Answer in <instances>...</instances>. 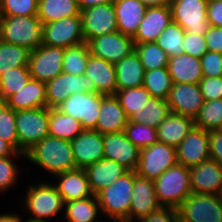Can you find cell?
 I'll return each instance as SVG.
<instances>
[{
	"label": "cell",
	"instance_id": "obj_24",
	"mask_svg": "<svg viewBox=\"0 0 222 222\" xmlns=\"http://www.w3.org/2000/svg\"><path fill=\"white\" fill-rule=\"evenodd\" d=\"M95 131L100 134L122 132L129 118L115 95H103Z\"/></svg>",
	"mask_w": 222,
	"mask_h": 222
},
{
	"label": "cell",
	"instance_id": "obj_10",
	"mask_svg": "<svg viewBox=\"0 0 222 222\" xmlns=\"http://www.w3.org/2000/svg\"><path fill=\"white\" fill-rule=\"evenodd\" d=\"M26 207L32 214L29 219L46 221L64 207V201L55 185L47 183L30 186L24 200ZM34 216V217H33Z\"/></svg>",
	"mask_w": 222,
	"mask_h": 222
},
{
	"label": "cell",
	"instance_id": "obj_50",
	"mask_svg": "<svg viewBox=\"0 0 222 222\" xmlns=\"http://www.w3.org/2000/svg\"><path fill=\"white\" fill-rule=\"evenodd\" d=\"M12 156L0 158V191L10 189L16 182L18 168L10 159Z\"/></svg>",
	"mask_w": 222,
	"mask_h": 222
},
{
	"label": "cell",
	"instance_id": "obj_52",
	"mask_svg": "<svg viewBox=\"0 0 222 222\" xmlns=\"http://www.w3.org/2000/svg\"><path fill=\"white\" fill-rule=\"evenodd\" d=\"M204 38L209 51L222 54V27H210Z\"/></svg>",
	"mask_w": 222,
	"mask_h": 222
},
{
	"label": "cell",
	"instance_id": "obj_19",
	"mask_svg": "<svg viewBox=\"0 0 222 222\" xmlns=\"http://www.w3.org/2000/svg\"><path fill=\"white\" fill-rule=\"evenodd\" d=\"M76 168L85 169L104 158L103 134L83 130L70 141Z\"/></svg>",
	"mask_w": 222,
	"mask_h": 222
},
{
	"label": "cell",
	"instance_id": "obj_27",
	"mask_svg": "<svg viewBox=\"0 0 222 222\" xmlns=\"http://www.w3.org/2000/svg\"><path fill=\"white\" fill-rule=\"evenodd\" d=\"M84 170L94 195L110 186L114 181L128 172L126 168L117 162L105 158L88 166Z\"/></svg>",
	"mask_w": 222,
	"mask_h": 222
},
{
	"label": "cell",
	"instance_id": "obj_21",
	"mask_svg": "<svg viewBox=\"0 0 222 222\" xmlns=\"http://www.w3.org/2000/svg\"><path fill=\"white\" fill-rule=\"evenodd\" d=\"M172 11L170 5L149 7L133 37L134 43H151L157 40L159 34L171 23Z\"/></svg>",
	"mask_w": 222,
	"mask_h": 222
},
{
	"label": "cell",
	"instance_id": "obj_39",
	"mask_svg": "<svg viewBox=\"0 0 222 222\" xmlns=\"http://www.w3.org/2000/svg\"><path fill=\"white\" fill-rule=\"evenodd\" d=\"M135 51L140 57L144 71L168 66L169 57L156 42L135 44Z\"/></svg>",
	"mask_w": 222,
	"mask_h": 222
},
{
	"label": "cell",
	"instance_id": "obj_38",
	"mask_svg": "<svg viewBox=\"0 0 222 222\" xmlns=\"http://www.w3.org/2000/svg\"><path fill=\"white\" fill-rule=\"evenodd\" d=\"M172 84L167 67L144 72L143 86L152 97L166 100Z\"/></svg>",
	"mask_w": 222,
	"mask_h": 222
},
{
	"label": "cell",
	"instance_id": "obj_5",
	"mask_svg": "<svg viewBox=\"0 0 222 222\" xmlns=\"http://www.w3.org/2000/svg\"><path fill=\"white\" fill-rule=\"evenodd\" d=\"M49 108L40 107L16 112L18 152L26 154L49 135Z\"/></svg>",
	"mask_w": 222,
	"mask_h": 222
},
{
	"label": "cell",
	"instance_id": "obj_32",
	"mask_svg": "<svg viewBox=\"0 0 222 222\" xmlns=\"http://www.w3.org/2000/svg\"><path fill=\"white\" fill-rule=\"evenodd\" d=\"M77 0H39L37 17L42 24L81 15Z\"/></svg>",
	"mask_w": 222,
	"mask_h": 222
},
{
	"label": "cell",
	"instance_id": "obj_61",
	"mask_svg": "<svg viewBox=\"0 0 222 222\" xmlns=\"http://www.w3.org/2000/svg\"><path fill=\"white\" fill-rule=\"evenodd\" d=\"M217 131L220 132V134H222V126Z\"/></svg>",
	"mask_w": 222,
	"mask_h": 222
},
{
	"label": "cell",
	"instance_id": "obj_12",
	"mask_svg": "<svg viewBox=\"0 0 222 222\" xmlns=\"http://www.w3.org/2000/svg\"><path fill=\"white\" fill-rule=\"evenodd\" d=\"M48 108H56L68 97L75 93H96L93 80L84 75L75 76L62 72L56 78L45 83Z\"/></svg>",
	"mask_w": 222,
	"mask_h": 222
},
{
	"label": "cell",
	"instance_id": "obj_6",
	"mask_svg": "<svg viewBox=\"0 0 222 222\" xmlns=\"http://www.w3.org/2000/svg\"><path fill=\"white\" fill-rule=\"evenodd\" d=\"M177 210L180 222H222V196L192 192Z\"/></svg>",
	"mask_w": 222,
	"mask_h": 222
},
{
	"label": "cell",
	"instance_id": "obj_57",
	"mask_svg": "<svg viewBox=\"0 0 222 222\" xmlns=\"http://www.w3.org/2000/svg\"><path fill=\"white\" fill-rule=\"evenodd\" d=\"M147 8L170 5L171 0H139Z\"/></svg>",
	"mask_w": 222,
	"mask_h": 222
},
{
	"label": "cell",
	"instance_id": "obj_41",
	"mask_svg": "<svg viewBox=\"0 0 222 222\" xmlns=\"http://www.w3.org/2000/svg\"><path fill=\"white\" fill-rule=\"evenodd\" d=\"M115 96L128 118L145 107L148 100L152 97L144 86L117 90Z\"/></svg>",
	"mask_w": 222,
	"mask_h": 222
},
{
	"label": "cell",
	"instance_id": "obj_29",
	"mask_svg": "<svg viewBox=\"0 0 222 222\" xmlns=\"http://www.w3.org/2000/svg\"><path fill=\"white\" fill-rule=\"evenodd\" d=\"M167 68L173 83L199 84L203 78L200 59L186 53L169 57Z\"/></svg>",
	"mask_w": 222,
	"mask_h": 222
},
{
	"label": "cell",
	"instance_id": "obj_13",
	"mask_svg": "<svg viewBox=\"0 0 222 222\" xmlns=\"http://www.w3.org/2000/svg\"><path fill=\"white\" fill-rule=\"evenodd\" d=\"M64 48L40 45L30 52L29 71L31 78L50 81L63 72Z\"/></svg>",
	"mask_w": 222,
	"mask_h": 222
},
{
	"label": "cell",
	"instance_id": "obj_2",
	"mask_svg": "<svg viewBox=\"0 0 222 222\" xmlns=\"http://www.w3.org/2000/svg\"><path fill=\"white\" fill-rule=\"evenodd\" d=\"M135 181V171H128L110 186L96 194L100 212L117 222L130 219V204Z\"/></svg>",
	"mask_w": 222,
	"mask_h": 222
},
{
	"label": "cell",
	"instance_id": "obj_43",
	"mask_svg": "<svg viewBox=\"0 0 222 222\" xmlns=\"http://www.w3.org/2000/svg\"><path fill=\"white\" fill-rule=\"evenodd\" d=\"M194 122L205 131H217L222 126V99L205 101Z\"/></svg>",
	"mask_w": 222,
	"mask_h": 222
},
{
	"label": "cell",
	"instance_id": "obj_1",
	"mask_svg": "<svg viewBox=\"0 0 222 222\" xmlns=\"http://www.w3.org/2000/svg\"><path fill=\"white\" fill-rule=\"evenodd\" d=\"M28 160L57 175L76 169L70 140L46 136L25 156Z\"/></svg>",
	"mask_w": 222,
	"mask_h": 222
},
{
	"label": "cell",
	"instance_id": "obj_23",
	"mask_svg": "<svg viewBox=\"0 0 222 222\" xmlns=\"http://www.w3.org/2000/svg\"><path fill=\"white\" fill-rule=\"evenodd\" d=\"M85 75L93 80L97 93L107 96L117 92L115 64L90 54Z\"/></svg>",
	"mask_w": 222,
	"mask_h": 222
},
{
	"label": "cell",
	"instance_id": "obj_20",
	"mask_svg": "<svg viewBox=\"0 0 222 222\" xmlns=\"http://www.w3.org/2000/svg\"><path fill=\"white\" fill-rule=\"evenodd\" d=\"M190 170L192 192L197 194H222V166L215 160L208 159Z\"/></svg>",
	"mask_w": 222,
	"mask_h": 222
},
{
	"label": "cell",
	"instance_id": "obj_40",
	"mask_svg": "<svg viewBox=\"0 0 222 222\" xmlns=\"http://www.w3.org/2000/svg\"><path fill=\"white\" fill-rule=\"evenodd\" d=\"M30 50L0 41V75L10 68L28 66Z\"/></svg>",
	"mask_w": 222,
	"mask_h": 222
},
{
	"label": "cell",
	"instance_id": "obj_44",
	"mask_svg": "<svg viewBox=\"0 0 222 222\" xmlns=\"http://www.w3.org/2000/svg\"><path fill=\"white\" fill-rule=\"evenodd\" d=\"M124 132L127 138L139 150L158 142L157 128H153L147 124L128 121Z\"/></svg>",
	"mask_w": 222,
	"mask_h": 222
},
{
	"label": "cell",
	"instance_id": "obj_25",
	"mask_svg": "<svg viewBox=\"0 0 222 222\" xmlns=\"http://www.w3.org/2000/svg\"><path fill=\"white\" fill-rule=\"evenodd\" d=\"M55 176L59 177L60 181L55 187L63 198L64 203L94 195L84 169L76 168Z\"/></svg>",
	"mask_w": 222,
	"mask_h": 222
},
{
	"label": "cell",
	"instance_id": "obj_4",
	"mask_svg": "<svg viewBox=\"0 0 222 222\" xmlns=\"http://www.w3.org/2000/svg\"><path fill=\"white\" fill-rule=\"evenodd\" d=\"M154 185L159 205L178 209L192 193L190 170L177 163L155 179Z\"/></svg>",
	"mask_w": 222,
	"mask_h": 222
},
{
	"label": "cell",
	"instance_id": "obj_31",
	"mask_svg": "<svg viewBox=\"0 0 222 222\" xmlns=\"http://www.w3.org/2000/svg\"><path fill=\"white\" fill-rule=\"evenodd\" d=\"M117 90L143 86L144 68L136 51L115 64Z\"/></svg>",
	"mask_w": 222,
	"mask_h": 222
},
{
	"label": "cell",
	"instance_id": "obj_55",
	"mask_svg": "<svg viewBox=\"0 0 222 222\" xmlns=\"http://www.w3.org/2000/svg\"><path fill=\"white\" fill-rule=\"evenodd\" d=\"M17 154L18 156H26L24 153L17 152L8 142L0 138V158Z\"/></svg>",
	"mask_w": 222,
	"mask_h": 222
},
{
	"label": "cell",
	"instance_id": "obj_51",
	"mask_svg": "<svg viewBox=\"0 0 222 222\" xmlns=\"http://www.w3.org/2000/svg\"><path fill=\"white\" fill-rule=\"evenodd\" d=\"M142 220L143 222H179L178 210L171 207H160Z\"/></svg>",
	"mask_w": 222,
	"mask_h": 222
},
{
	"label": "cell",
	"instance_id": "obj_17",
	"mask_svg": "<svg viewBox=\"0 0 222 222\" xmlns=\"http://www.w3.org/2000/svg\"><path fill=\"white\" fill-rule=\"evenodd\" d=\"M104 158L111 159L128 171H135L140 150L127 138L124 131L103 134Z\"/></svg>",
	"mask_w": 222,
	"mask_h": 222
},
{
	"label": "cell",
	"instance_id": "obj_9",
	"mask_svg": "<svg viewBox=\"0 0 222 222\" xmlns=\"http://www.w3.org/2000/svg\"><path fill=\"white\" fill-rule=\"evenodd\" d=\"M208 0H171L172 21L185 32L205 35L210 23L207 20Z\"/></svg>",
	"mask_w": 222,
	"mask_h": 222
},
{
	"label": "cell",
	"instance_id": "obj_46",
	"mask_svg": "<svg viewBox=\"0 0 222 222\" xmlns=\"http://www.w3.org/2000/svg\"><path fill=\"white\" fill-rule=\"evenodd\" d=\"M38 0H0L1 16H37Z\"/></svg>",
	"mask_w": 222,
	"mask_h": 222
},
{
	"label": "cell",
	"instance_id": "obj_42",
	"mask_svg": "<svg viewBox=\"0 0 222 222\" xmlns=\"http://www.w3.org/2000/svg\"><path fill=\"white\" fill-rule=\"evenodd\" d=\"M185 30L174 21L159 34L155 41L168 55L177 56L183 53V39Z\"/></svg>",
	"mask_w": 222,
	"mask_h": 222
},
{
	"label": "cell",
	"instance_id": "obj_28",
	"mask_svg": "<svg viewBox=\"0 0 222 222\" xmlns=\"http://www.w3.org/2000/svg\"><path fill=\"white\" fill-rule=\"evenodd\" d=\"M195 126L193 118L170 112L158 125V142L177 147Z\"/></svg>",
	"mask_w": 222,
	"mask_h": 222
},
{
	"label": "cell",
	"instance_id": "obj_36",
	"mask_svg": "<svg viewBox=\"0 0 222 222\" xmlns=\"http://www.w3.org/2000/svg\"><path fill=\"white\" fill-rule=\"evenodd\" d=\"M31 74L28 66L10 68L0 75V102H8L11 95L19 92L28 81Z\"/></svg>",
	"mask_w": 222,
	"mask_h": 222
},
{
	"label": "cell",
	"instance_id": "obj_22",
	"mask_svg": "<svg viewBox=\"0 0 222 222\" xmlns=\"http://www.w3.org/2000/svg\"><path fill=\"white\" fill-rule=\"evenodd\" d=\"M130 204V219H143L151 212L158 210L154 180L136 175Z\"/></svg>",
	"mask_w": 222,
	"mask_h": 222
},
{
	"label": "cell",
	"instance_id": "obj_37",
	"mask_svg": "<svg viewBox=\"0 0 222 222\" xmlns=\"http://www.w3.org/2000/svg\"><path fill=\"white\" fill-rule=\"evenodd\" d=\"M91 54L88 43H81L64 49L63 72L80 76L85 74Z\"/></svg>",
	"mask_w": 222,
	"mask_h": 222
},
{
	"label": "cell",
	"instance_id": "obj_54",
	"mask_svg": "<svg viewBox=\"0 0 222 222\" xmlns=\"http://www.w3.org/2000/svg\"><path fill=\"white\" fill-rule=\"evenodd\" d=\"M207 20L211 27H222V0H208Z\"/></svg>",
	"mask_w": 222,
	"mask_h": 222
},
{
	"label": "cell",
	"instance_id": "obj_35",
	"mask_svg": "<svg viewBox=\"0 0 222 222\" xmlns=\"http://www.w3.org/2000/svg\"><path fill=\"white\" fill-rule=\"evenodd\" d=\"M170 112L167 100L151 97L145 107L129 117V121L157 128Z\"/></svg>",
	"mask_w": 222,
	"mask_h": 222
},
{
	"label": "cell",
	"instance_id": "obj_30",
	"mask_svg": "<svg viewBox=\"0 0 222 222\" xmlns=\"http://www.w3.org/2000/svg\"><path fill=\"white\" fill-rule=\"evenodd\" d=\"M7 103L15 112L47 107L45 82L31 78L24 88L11 95Z\"/></svg>",
	"mask_w": 222,
	"mask_h": 222
},
{
	"label": "cell",
	"instance_id": "obj_34",
	"mask_svg": "<svg viewBox=\"0 0 222 222\" xmlns=\"http://www.w3.org/2000/svg\"><path fill=\"white\" fill-rule=\"evenodd\" d=\"M68 222H98L100 206L96 195L64 203ZM99 210V211H98Z\"/></svg>",
	"mask_w": 222,
	"mask_h": 222
},
{
	"label": "cell",
	"instance_id": "obj_8",
	"mask_svg": "<svg viewBox=\"0 0 222 222\" xmlns=\"http://www.w3.org/2000/svg\"><path fill=\"white\" fill-rule=\"evenodd\" d=\"M102 101V94L81 92L72 94L56 108L80 121L84 130H95Z\"/></svg>",
	"mask_w": 222,
	"mask_h": 222
},
{
	"label": "cell",
	"instance_id": "obj_16",
	"mask_svg": "<svg viewBox=\"0 0 222 222\" xmlns=\"http://www.w3.org/2000/svg\"><path fill=\"white\" fill-rule=\"evenodd\" d=\"M166 100L171 112L193 119L205 102L199 84L191 83H173Z\"/></svg>",
	"mask_w": 222,
	"mask_h": 222
},
{
	"label": "cell",
	"instance_id": "obj_3",
	"mask_svg": "<svg viewBox=\"0 0 222 222\" xmlns=\"http://www.w3.org/2000/svg\"><path fill=\"white\" fill-rule=\"evenodd\" d=\"M43 24L37 16H1L0 41L30 51L42 45Z\"/></svg>",
	"mask_w": 222,
	"mask_h": 222
},
{
	"label": "cell",
	"instance_id": "obj_47",
	"mask_svg": "<svg viewBox=\"0 0 222 222\" xmlns=\"http://www.w3.org/2000/svg\"><path fill=\"white\" fill-rule=\"evenodd\" d=\"M182 44L183 53L199 59L208 51L204 35L185 32Z\"/></svg>",
	"mask_w": 222,
	"mask_h": 222
},
{
	"label": "cell",
	"instance_id": "obj_14",
	"mask_svg": "<svg viewBox=\"0 0 222 222\" xmlns=\"http://www.w3.org/2000/svg\"><path fill=\"white\" fill-rule=\"evenodd\" d=\"M82 32L86 43L92 39L118 31L113 3L89 7L80 12Z\"/></svg>",
	"mask_w": 222,
	"mask_h": 222
},
{
	"label": "cell",
	"instance_id": "obj_60",
	"mask_svg": "<svg viewBox=\"0 0 222 222\" xmlns=\"http://www.w3.org/2000/svg\"><path fill=\"white\" fill-rule=\"evenodd\" d=\"M25 222H48V221L32 220L28 218Z\"/></svg>",
	"mask_w": 222,
	"mask_h": 222
},
{
	"label": "cell",
	"instance_id": "obj_59",
	"mask_svg": "<svg viewBox=\"0 0 222 222\" xmlns=\"http://www.w3.org/2000/svg\"><path fill=\"white\" fill-rule=\"evenodd\" d=\"M143 222V220H141V219H137V221H135V219H122V220H119V221H117V222Z\"/></svg>",
	"mask_w": 222,
	"mask_h": 222
},
{
	"label": "cell",
	"instance_id": "obj_53",
	"mask_svg": "<svg viewBox=\"0 0 222 222\" xmlns=\"http://www.w3.org/2000/svg\"><path fill=\"white\" fill-rule=\"evenodd\" d=\"M210 159L222 166V134L218 131L209 132Z\"/></svg>",
	"mask_w": 222,
	"mask_h": 222
},
{
	"label": "cell",
	"instance_id": "obj_11",
	"mask_svg": "<svg viewBox=\"0 0 222 222\" xmlns=\"http://www.w3.org/2000/svg\"><path fill=\"white\" fill-rule=\"evenodd\" d=\"M85 42L81 15L43 24L42 44L44 45L65 49Z\"/></svg>",
	"mask_w": 222,
	"mask_h": 222
},
{
	"label": "cell",
	"instance_id": "obj_56",
	"mask_svg": "<svg viewBox=\"0 0 222 222\" xmlns=\"http://www.w3.org/2000/svg\"><path fill=\"white\" fill-rule=\"evenodd\" d=\"M115 0H77L78 7L81 10H84L89 7L97 6L104 3H113Z\"/></svg>",
	"mask_w": 222,
	"mask_h": 222
},
{
	"label": "cell",
	"instance_id": "obj_15",
	"mask_svg": "<svg viewBox=\"0 0 222 222\" xmlns=\"http://www.w3.org/2000/svg\"><path fill=\"white\" fill-rule=\"evenodd\" d=\"M88 45L93 56L113 64L135 51L133 38L118 31L96 37Z\"/></svg>",
	"mask_w": 222,
	"mask_h": 222
},
{
	"label": "cell",
	"instance_id": "obj_45",
	"mask_svg": "<svg viewBox=\"0 0 222 222\" xmlns=\"http://www.w3.org/2000/svg\"><path fill=\"white\" fill-rule=\"evenodd\" d=\"M16 112L7 102H0V138L8 142L18 152Z\"/></svg>",
	"mask_w": 222,
	"mask_h": 222
},
{
	"label": "cell",
	"instance_id": "obj_18",
	"mask_svg": "<svg viewBox=\"0 0 222 222\" xmlns=\"http://www.w3.org/2000/svg\"><path fill=\"white\" fill-rule=\"evenodd\" d=\"M177 162L187 168L210 159L209 131L193 127L184 140L176 147Z\"/></svg>",
	"mask_w": 222,
	"mask_h": 222
},
{
	"label": "cell",
	"instance_id": "obj_33",
	"mask_svg": "<svg viewBox=\"0 0 222 222\" xmlns=\"http://www.w3.org/2000/svg\"><path fill=\"white\" fill-rule=\"evenodd\" d=\"M83 130L80 121L62 113L57 108H49V136L71 141Z\"/></svg>",
	"mask_w": 222,
	"mask_h": 222
},
{
	"label": "cell",
	"instance_id": "obj_7",
	"mask_svg": "<svg viewBox=\"0 0 222 222\" xmlns=\"http://www.w3.org/2000/svg\"><path fill=\"white\" fill-rule=\"evenodd\" d=\"M177 163L176 148L157 142L140 150V158L135 172L137 176L155 180Z\"/></svg>",
	"mask_w": 222,
	"mask_h": 222
},
{
	"label": "cell",
	"instance_id": "obj_49",
	"mask_svg": "<svg viewBox=\"0 0 222 222\" xmlns=\"http://www.w3.org/2000/svg\"><path fill=\"white\" fill-rule=\"evenodd\" d=\"M199 87L204 101L222 99V77H203Z\"/></svg>",
	"mask_w": 222,
	"mask_h": 222
},
{
	"label": "cell",
	"instance_id": "obj_58",
	"mask_svg": "<svg viewBox=\"0 0 222 222\" xmlns=\"http://www.w3.org/2000/svg\"><path fill=\"white\" fill-rule=\"evenodd\" d=\"M0 222H23L18 215L14 214H1Z\"/></svg>",
	"mask_w": 222,
	"mask_h": 222
},
{
	"label": "cell",
	"instance_id": "obj_48",
	"mask_svg": "<svg viewBox=\"0 0 222 222\" xmlns=\"http://www.w3.org/2000/svg\"><path fill=\"white\" fill-rule=\"evenodd\" d=\"M203 77H222V54L207 51L201 58Z\"/></svg>",
	"mask_w": 222,
	"mask_h": 222
},
{
	"label": "cell",
	"instance_id": "obj_26",
	"mask_svg": "<svg viewBox=\"0 0 222 222\" xmlns=\"http://www.w3.org/2000/svg\"><path fill=\"white\" fill-rule=\"evenodd\" d=\"M113 4L118 32L133 38L147 7L139 0H115Z\"/></svg>",
	"mask_w": 222,
	"mask_h": 222
}]
</instances>
